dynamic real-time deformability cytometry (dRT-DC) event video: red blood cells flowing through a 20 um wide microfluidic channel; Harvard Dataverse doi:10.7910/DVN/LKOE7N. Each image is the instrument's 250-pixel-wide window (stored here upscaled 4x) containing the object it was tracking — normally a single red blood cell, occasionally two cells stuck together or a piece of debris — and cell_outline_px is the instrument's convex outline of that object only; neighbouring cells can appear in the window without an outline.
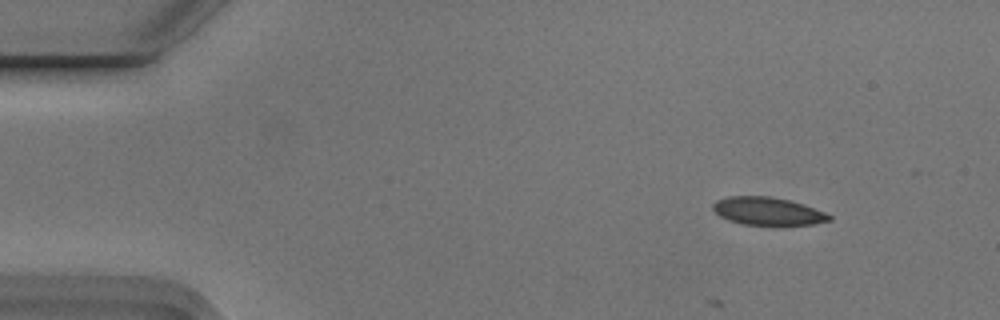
{"species": "Egyptian fruit bat (a non-hibernating species)", "species_latin": "Rousettus aegyptiacus", "temperature_condition": "cold", "stored_images_in_passage": 9, "camera_frame_rate_fps": 3000, "um_per_image_px": 0.085, "animal": {"sex": "male"}, "frame": {"image": 1, "passage_image": 1, "time_ms": 0.0, "image_size_px": [1000, 320], "cell_outline_px": [[832, 220], [812, 224], [772, 228], [740, 224], [728, 220], [720, 216], [712, 208], [712, 204], [716, 200], [728, 196], [768, 196], [788, 200], [804, 204], [824, 212], [832, 216]], "centroid_in_image_um": [65.26, 18.0], "position_along_channel_um": 19.7, "area_um2": 19.71}}
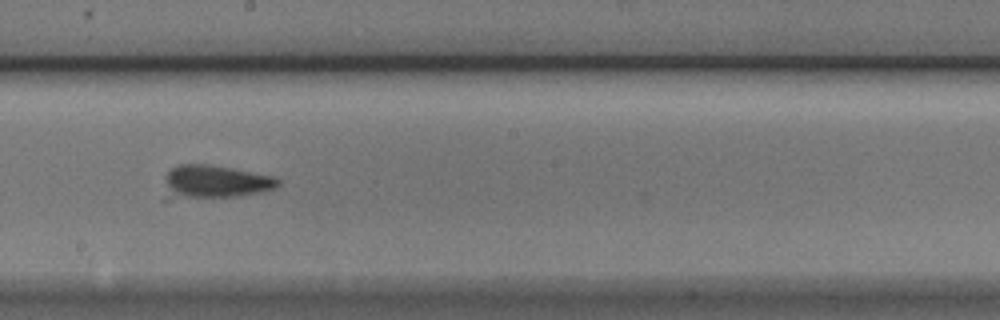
{"frame": {"image": 2, "passage_image": 8, "time_ms": 2.333, "image_size_px": [1000, 320], "cell_outline_px": [[280, 184], [276, 188], [264, 192], [240, 196], [168, 200], [164, 200], [168, 172], [172, 168], [180, 164], [208, 164], [232, 168], [276, 176], [280, 180]], "centroid_in_image_um": [18.29, 15.49], "position_along_channel_um": 229.9, "area_um2": 22.6}}
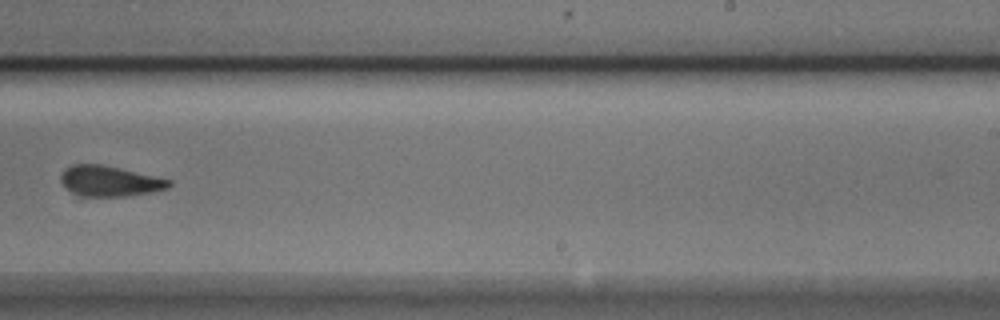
{"frame": {"image": 3, "passage_image": 9, "time_ms": 2.667, "image_size_px": [1000, 320], "cell_outline_px": [[172, 184], [168, 188], [152, 192], [124, 196], [76, 200], [64, 188], [60, 180], [60, 176], [64, 168], [72, 164], [100, 164], [172, 180]], "centroid_in_image_um": [9.18, 15.46], "position_along_channel_um": 279.8, "area_um2": 20.17}}